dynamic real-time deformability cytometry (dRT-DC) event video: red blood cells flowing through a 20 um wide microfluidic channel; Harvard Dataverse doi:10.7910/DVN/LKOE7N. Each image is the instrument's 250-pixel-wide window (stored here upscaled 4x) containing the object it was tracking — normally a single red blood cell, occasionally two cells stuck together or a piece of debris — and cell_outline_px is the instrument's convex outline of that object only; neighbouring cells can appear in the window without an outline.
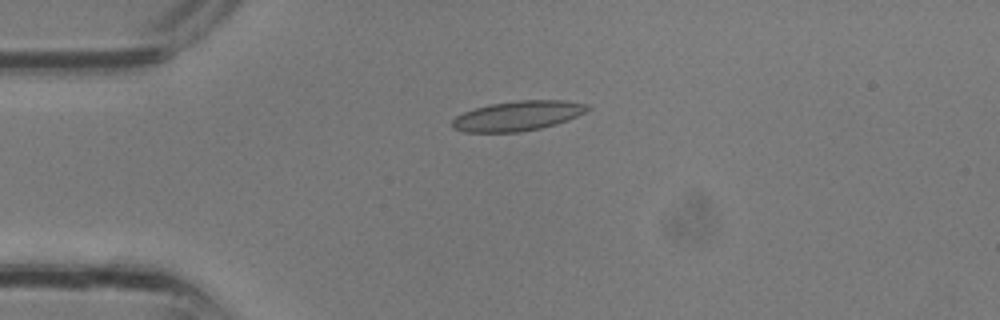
{"species": "common noctule bat (a hibernating species)", "species_latin": "Nyctalus noctula", "temperature_condition": "room temperature", "stored_images_in_passage": 4, "camera_frame_rate_fps": 3000, "um_per_image_px": 0.085, "animal": {"sex": "male", "body_mass_g": 13.3}, "frame": {"image": 1, "passage_image": 3, "time_ms": 0.667, "image_size_px": [1000, 320], "cell_outline_px": [[592, 108], [568, 120], [556, 124], [540, 128], [520, 132], [464, 132], [452, 128], [452, 120], [456, 116], [464, 112], [488, 104], [520, 100], [564, 100], [588, 104]], "centroid_in_image_um": [44.01, 9.84], "position_along_channel_um": 41.0, "area_um2": 23.52}}
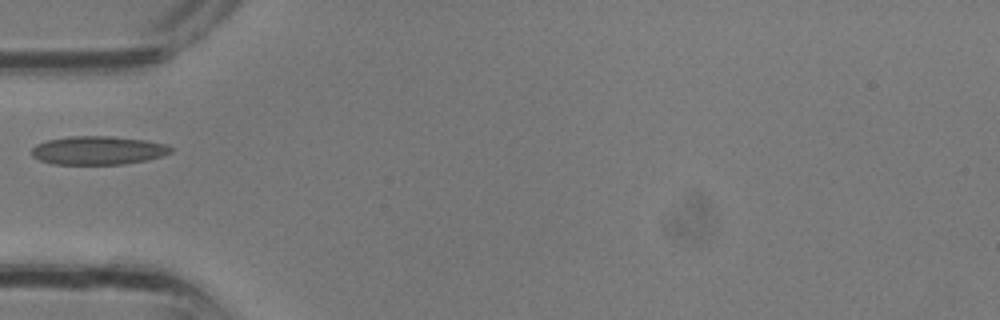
{"frame": {"image": 2, "passage_image": 4, "time_ms": 1.0, "image_size_px": [1000, 320], "cell_outline_px": [[172, 152], [164, 156], [148, 160], [124, 164], [52, 164], [40, 160], [32, 156], [32, 148], [36, 144], [48, 140], [68, 136], [112, 136], [144, 140], [168, 144], [172, 148]], "centroid_in_image_um": [8.37, 12.78], "position_along_channel_um": 76.6, "area_um2": 23.29}}